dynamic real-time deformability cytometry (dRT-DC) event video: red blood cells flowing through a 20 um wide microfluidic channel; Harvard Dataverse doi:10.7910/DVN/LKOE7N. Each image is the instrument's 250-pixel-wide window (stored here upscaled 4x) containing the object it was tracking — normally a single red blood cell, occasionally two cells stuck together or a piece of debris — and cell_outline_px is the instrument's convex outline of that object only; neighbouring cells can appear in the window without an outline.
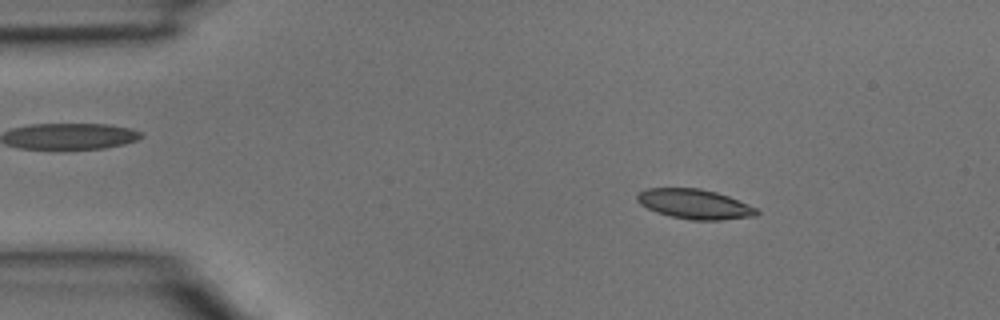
{"species": "common noctule bat (a hibernating species)", "species_latin": "Nyctalus noctula", "temperature_condition": "room temperature", "stored_images_in_passage": 3, "camera_frame_rate_fps": 3000, "um_per_image_px": 0.085, "animal": {"sex": "male", "body_mass_g": 15.6}, "frame": {"image": 1, "passage_image": 1, "time_ms": 0.0, "image_size_px": [1000, 320], "cell_outline_px": [[760, 212], [756, 216], [720, 220], [692, 220], [672, 216], [656, 212], [640, 204], [636, 200], [636, 196], [644, 188], [700, 188], [716, 192], [728, 196], [748, 204], [756, 208]], "centroid_in_image_um": [59.04, 17.34], "position_along_channel_um": 26.0, "area_um2": 20.69}}
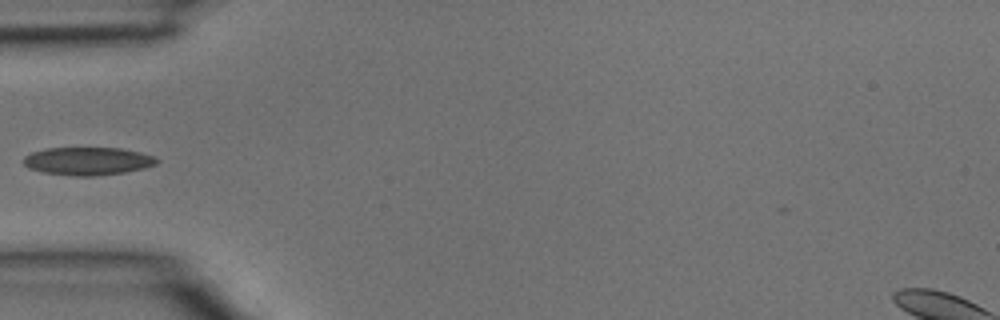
{"frame": {"image": 2, "passage_image": 3, "time_ms": 0.667, "image_size_px": [1000, 320], "cell_outline_px": [[160, 160], [156, 164], [144, 168], [124, 172], [92, 176], [76, 176], [44, 172], [28, 168], [24, 164], [24, 156], [32, 152], [44, 148], [120, 148], [140, 152], [156, 156]], "centroid_in_image_um": [7.48, 13.68], "position_along_channel_um": 77.5, "area_um2": 21.68}}